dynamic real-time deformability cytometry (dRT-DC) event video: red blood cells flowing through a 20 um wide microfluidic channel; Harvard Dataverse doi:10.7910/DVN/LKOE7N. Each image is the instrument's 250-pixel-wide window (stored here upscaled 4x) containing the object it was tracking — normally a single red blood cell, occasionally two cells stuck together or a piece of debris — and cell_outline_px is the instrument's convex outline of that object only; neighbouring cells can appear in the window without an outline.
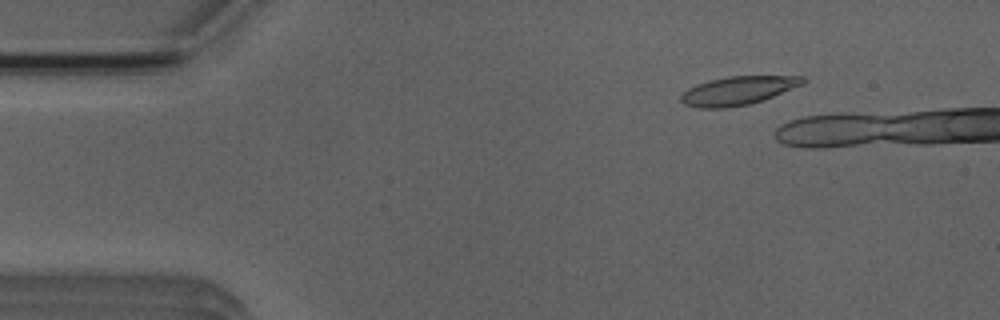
{"species": "Egyptian fruit bat (a non-hibernating species)", "species_latin": "Rousettus aegyptiacus", "temperature_condition": "room temperature", "stored_images_in_passage": 6, "camera_frame_rate_fps": 3000, "um_per_image_px": 0.085, "animal": {"sex": "male"}, "frame": {"image": 1, "passage_image": 2, "time_ms": 2.0, "image_size_px": [1000, 320], "cell_outline_px": [[808, 80], [804, 84], [772, 96], [748, 104], [724, 108], [700, 108], [684, 104], [680, 100], [680, 96], [688, 88], [696, 84], [708, 80], [728, 76], [804, 76]], "centroid_in_image_um": [62.72, 7.69], "position_along_channel_um": 22.3, "area_um2": 20.17}}